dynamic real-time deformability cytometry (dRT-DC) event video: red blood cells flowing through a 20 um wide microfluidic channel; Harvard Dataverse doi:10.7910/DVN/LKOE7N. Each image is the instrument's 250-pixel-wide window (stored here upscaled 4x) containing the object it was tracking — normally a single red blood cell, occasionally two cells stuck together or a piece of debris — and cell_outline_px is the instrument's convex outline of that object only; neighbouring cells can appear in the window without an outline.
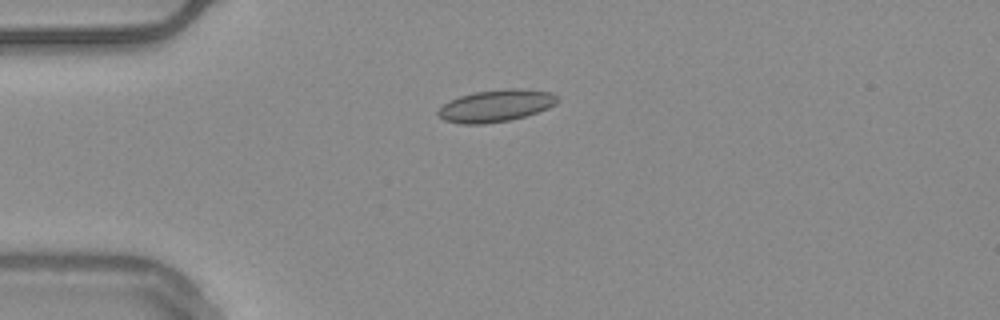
{"species": "common noctule bat (a hibernating species)", "species_latin": "Nyctalus noctula", "temperature_condition": "warm", "stored_images_in_passage": 42, "camera_frame_rate_fps": 3000, "um_per_image_px": 0.085, "animal": {"sex": "male", "body_mass_g": 20.4}, "frame": {"image": 1, "passage_image": 1, "time_ms": 0.0, "image_size_px": [1000, 320], "cell_outline_px": [[560, 100], [556, 104], [548, 108], [524, 116], [508, 120], [484, 124], [460, 124], [444, 120], [436, 112], [444, 104], [460, 96], [476, 92], [504, 88], [520, 88], [552, 92], [560, 96]], "centroid_in_image_um": [42.2, 8.98], "position_along_channel_um": 42.8, "area_um2": 22.31}}
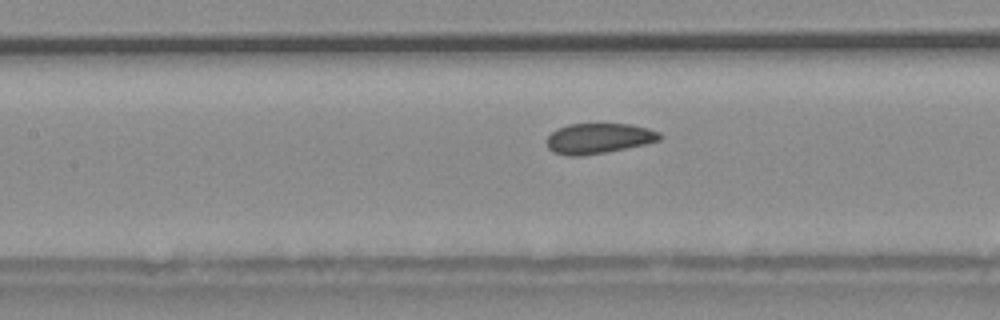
{"frame": {"image": 2, "passage_image": 12, "time_ms": 3.667, "image_size_px": [1000, 320], "cell_outline_px": [[664, 136], [660, 140], [644, 144], [604, 152], [580, 156], [568, 156], [552, 152], [548, 148], [548, 136], [552, 132], [568, 124], [632, 124], [648, 128], [660, 132]], "centroid_in_image_um": [50.91, 11.76], "position_along_channel_um": 156.5, "area_um2": 19.83}}
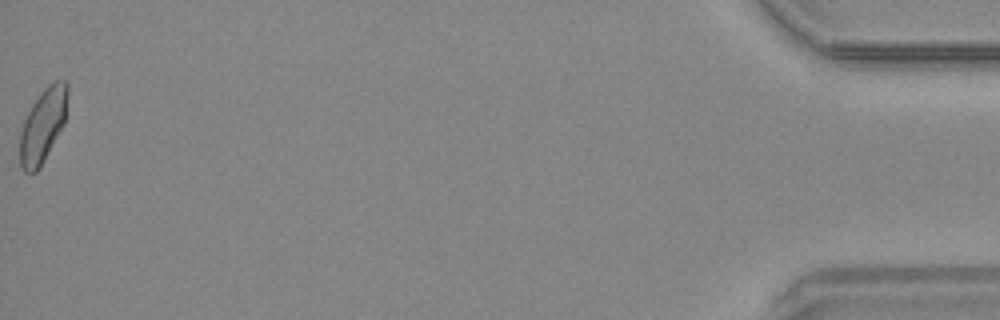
{"frame": {"image": 3, "passage_image": 42, "time_ms": 13.667, "image_size_px": [1000, 320], "cell_outline_px": [[68, 96], [64, 124], [40, 168], [36, 172], [24, 172], [20, 168], [20, 132], [24, 120], [32, 104], [40, 92], [48, 84], [56, 80], [68, 80]], "centroid_in_image_um": [3.65, 10.64], "position_along_channel_um": 431.5, "area_um2": 20.69}, "authors_computed_cell_mechanics": {"area_um2": 20.3745, "velocity_mm_per_s": 3.7373, "shape_relaxation_time_tau1_ms": 9.9649, "shape_relaxation_time_tau2_ms": 1.9329, "deformation_change_tau1": 0.1301, "deformation_change_tau2": 0.0686}}